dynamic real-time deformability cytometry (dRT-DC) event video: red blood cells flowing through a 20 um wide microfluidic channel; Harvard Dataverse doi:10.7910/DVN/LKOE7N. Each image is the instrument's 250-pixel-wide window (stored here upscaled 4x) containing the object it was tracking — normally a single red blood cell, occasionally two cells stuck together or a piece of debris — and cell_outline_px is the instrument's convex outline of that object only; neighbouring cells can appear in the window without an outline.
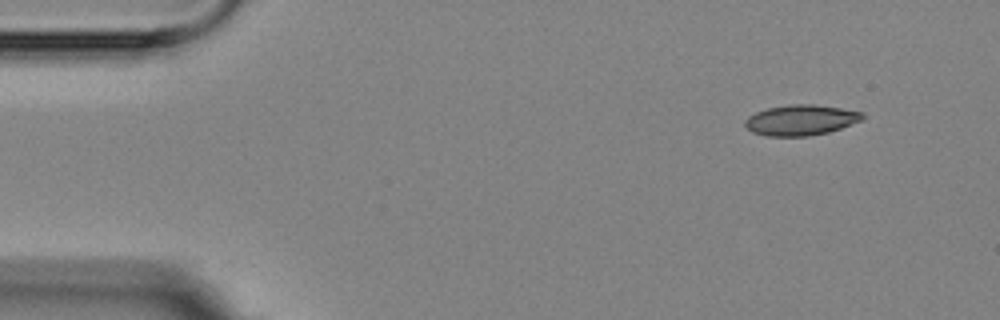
{"species": "Egyptian fruit bat (a non-hibernating species)", "species_latin": "Rousettus aegyptiacus", "temperature_condition": "room temperature", "stored_images_in_passage": 4, "camera_frame_rate_fps": 3000, "um_per_image_px": 0.085, "animal": {"sex": "female"}, "frame": {"image": 1, "passage_image": 1, "time_ms": 0.0, "image_size_px": [1000, 320], "cell_outline_px": [[864, 116], [860, 120], [840, 128], [828, 132], [808, 136], [764, 136], [752, 132], [744, 124], [744, 120], [748, 116], [756, 112], [768, 108], [788, 104], [812, 104], [840, 108], [864, 112]], "centroid_in_image_um": [68.03, 10.2], "position_along_channel_um": 17.0, "area_um2": 20.81}}
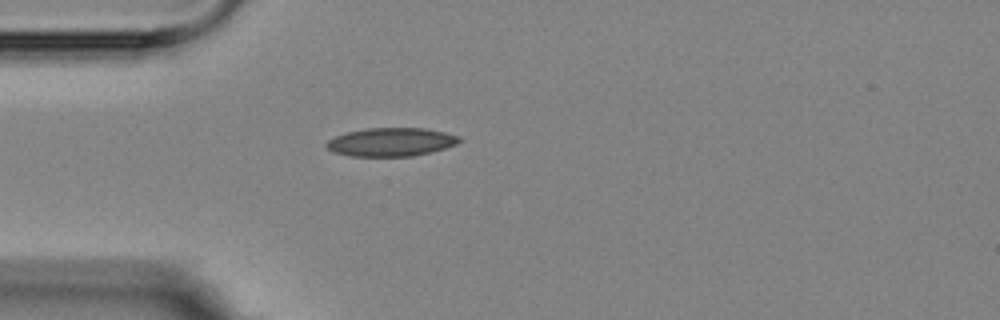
{"frame": {"image": 2, "passage_image": 4, "time_ms": 3.333, "image_size_px": [1000, 320], "cell_outline_px": [[464, 140], [456, 144], [432, 152], [412, 156], [348, 156], [332, 152], [324, 144], [328, 140], [336, 136], [348, 132], [368, 128], [424, 128], [444, 132], [460, 136]], "centroid_in_image_um": [33.25, 12.07], "position_along_channel_um": 51.7, "area_um2": 22.08}}